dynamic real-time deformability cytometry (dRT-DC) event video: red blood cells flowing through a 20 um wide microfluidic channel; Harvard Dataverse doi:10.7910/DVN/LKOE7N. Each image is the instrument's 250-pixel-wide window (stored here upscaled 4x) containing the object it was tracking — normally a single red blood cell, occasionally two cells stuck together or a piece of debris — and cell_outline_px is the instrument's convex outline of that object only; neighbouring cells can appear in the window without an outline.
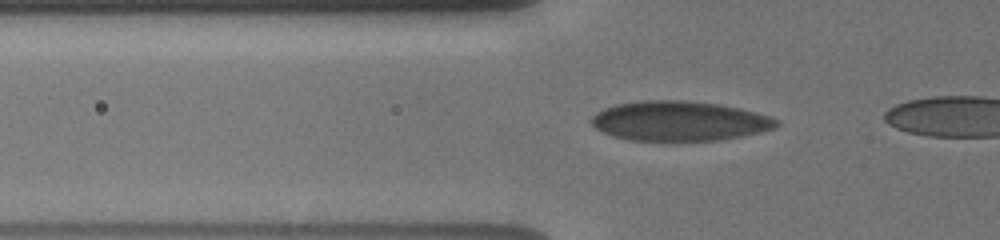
{"species": "human", "species_latin": "Homo sapiens", "temperature_condition": "cold", "stored_images_in_passage": 15, "camera_frame_rate_fps": 3000, "um_per_image_px": 0.085, "donor": {"sex": "male"}, "frame": {"image": 1, "passage_image": 7, "time_ms": 4.333, "image_size_px": [1000, 240], "cell_outline_px": [[780, 124], [776, 128], [760, 132], [740, 136], [716, 140], [672, 144], [628, 140], [612, 136], [596, 128], [592, 124], [592, 116], [596, 112], [604, 108], [616, 104], [644, 100], [684, 100], [716, 104], [740, 108], [756, 112], [780, 120]], "centroid_in_image_um": [57.73, 10.33], "position_along_channel_um": 68.1, "area_um2": 43.93}}